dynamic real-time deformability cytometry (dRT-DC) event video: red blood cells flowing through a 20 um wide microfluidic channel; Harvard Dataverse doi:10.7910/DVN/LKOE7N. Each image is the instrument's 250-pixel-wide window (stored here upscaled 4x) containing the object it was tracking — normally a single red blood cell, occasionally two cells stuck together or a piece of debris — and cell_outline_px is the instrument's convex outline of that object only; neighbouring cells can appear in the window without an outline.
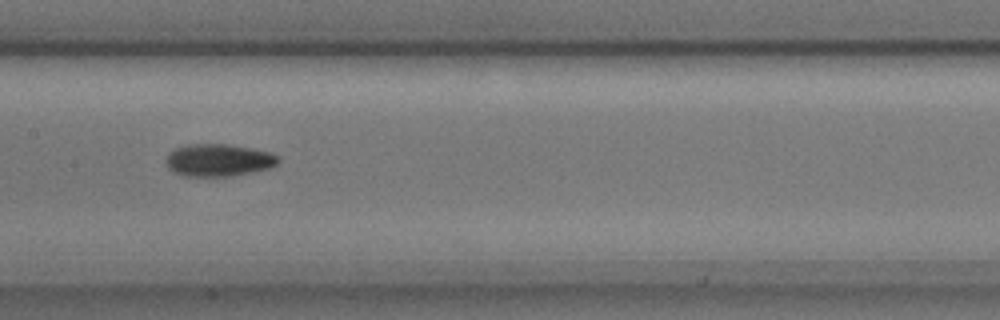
{"species": "common noctule bat (a hibernating species)", "species_latin": "Nyctalus noctula", "temperature_condition": "cold", "stored_images_in_passage": 6, "camera_frame_rate_fps": 3000, "um_per_image_px": 0.085, "animal": {"sex": "male", "body_mass_g": 17.9, "forearm_length_mm": 54.2}, "frame": {"image": 1, "passage_image": 5, "time_ms": 1.333, "image_size_px": [1000, 320], "cell_outline_px": [[280, 160], [276, 164], [268, 168], [248, 172], [224, 176], [180, 176], [172, 172], [168, 168], [164, 160], [176, 148], [188, 144], [228, 144], [252, 148], [268, 152], [280, 156]], "centroid_in_image_um": [18.54, 13.61], "position_along_channel_um": 188.9, "area_um2": 21.04}}
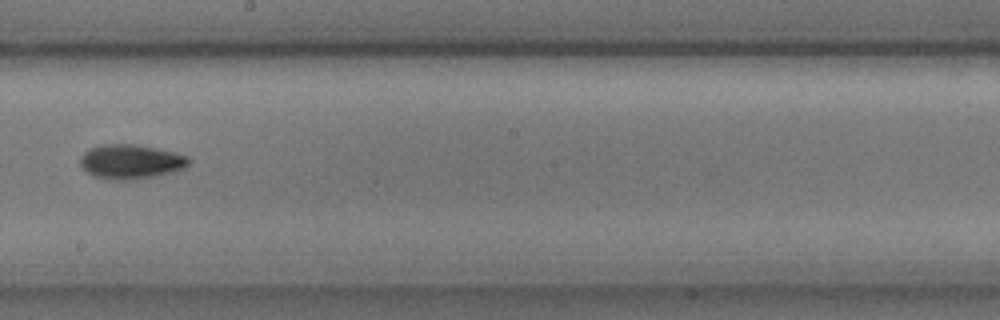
{"frame": {"image": 2, "passage_image": 6, "time_ms": 1.667, "image_size_px": [1000, 320], "cell_outline_px": [[192, 160], [184, 168], [156, 176], [132, 180], [116, 180], [96, 176], [88, 172], [80, 164], [80, 156], [88, 148], [108, 144], [132, 144], [172, 152], [188, 156]], "centroid_in_image_um": [11.11, 13.74], "position_along_channel_um": 237.1, "area_um2": 21.44}}